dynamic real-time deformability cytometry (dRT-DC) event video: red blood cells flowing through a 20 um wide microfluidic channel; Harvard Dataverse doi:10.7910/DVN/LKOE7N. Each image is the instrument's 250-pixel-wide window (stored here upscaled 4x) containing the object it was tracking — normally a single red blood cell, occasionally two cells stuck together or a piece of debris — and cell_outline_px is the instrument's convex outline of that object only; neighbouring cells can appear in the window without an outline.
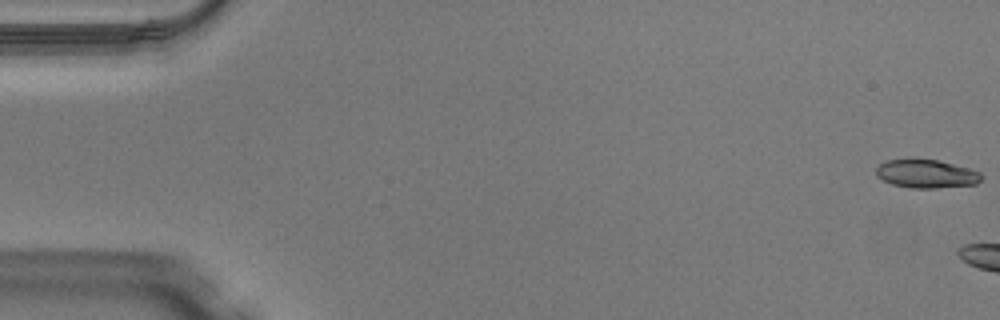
{"species": "Egyptian fruit bat (a non-hibernating species)", "species_latin": "Rousettus aegyptiacus", "temperature_condition": "warm", "stored_images_in_passage": 5, "camera_frame_rate_fps": 3000, "um_per_image_px": 0.085, "animal": {"sex": "male"}, "frame": {"image": 1, "passage_image": 1, "time_ms": 0.0, "image_size_px": [1000, 320], "cell_outline_px": [[984, 176], [976, 184], [936, 188], [908, 188], [892, 184], [876, 176], [876, 168], [880, 164], [888, 160], [912, 156], [940, 160], [968, 168], [980, 172]], "centroid_in_image_um": [78.71, 14.73], "position_along_channel_um": 6.3, "area_um2": 18.03}}